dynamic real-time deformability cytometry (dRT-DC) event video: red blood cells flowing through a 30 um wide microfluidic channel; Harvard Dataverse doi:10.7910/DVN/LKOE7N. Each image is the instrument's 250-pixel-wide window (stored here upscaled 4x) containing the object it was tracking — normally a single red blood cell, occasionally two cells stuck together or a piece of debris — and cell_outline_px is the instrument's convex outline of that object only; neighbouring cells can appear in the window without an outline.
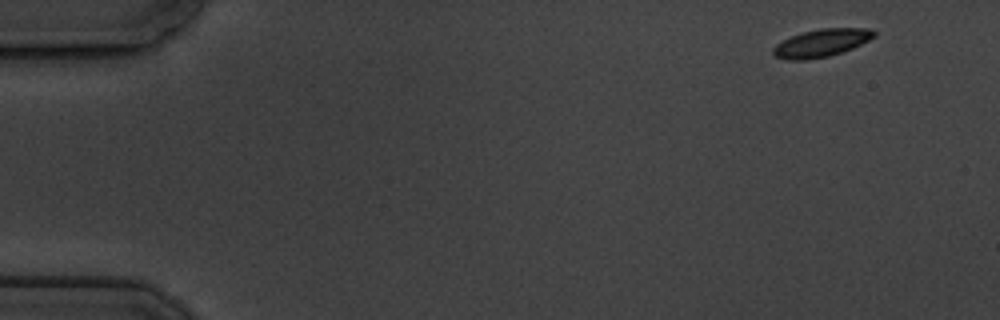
{"species": "common noctule bat (a hibernating species)", "species_latin": "Nyctalus noctula", "temperature_condition": "cold", "stored_images_in_passage": 4, "camera_frame_rate_fps": 3000, "um_per_image_px": 0.085, "animal": {"sex": "male", "body_mass_g": 19.5, "forearm_length_mm": 54.6}, "frame": {"image": 1, "passage_image": 1, "time_ms": 0.0, "image_size_px": [1000, 320], "cell_outline_px": [[876, 36], [852, 48], [828, 56], [804, 60], [788, 60], [776, 56], [772, 52], [772, 48], [776, 44], [792, 36], [804, 32], [820, 28], [872, 28], [876, 32]], "centroid_in_image_um": [69.83, 3.64], "position_along_channel_um": 15.2, "area_um2": 16.13}}
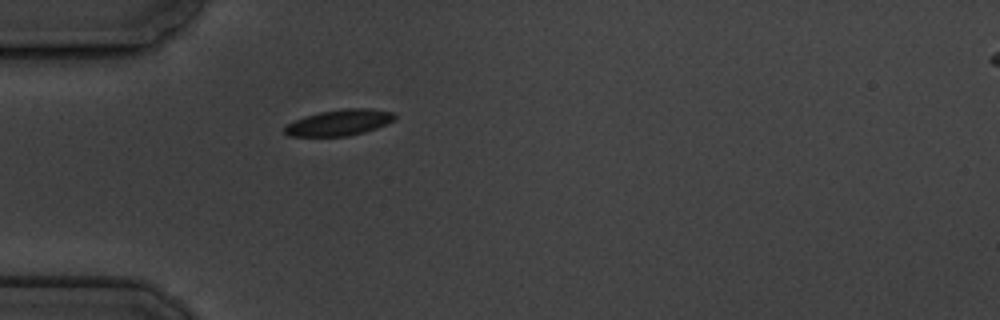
{"frame": {"image": 2, "passage_image": 4, "time_ms": 4.333, "image_size_px": [1000, 320], "cell_outline_px": [[396, 116], [392, 120], [376, 128], [364, 132], [348, 136], [288, 136], [284, 132], [284, 128], [288, 124], [304, 116], [320, 112], [344, 108], [372, 108], [392, 112]], "centroid_in_image_um": [28.82, 10.41], "position_along_channel_um": 56.2, "area_um2": 16.53}}